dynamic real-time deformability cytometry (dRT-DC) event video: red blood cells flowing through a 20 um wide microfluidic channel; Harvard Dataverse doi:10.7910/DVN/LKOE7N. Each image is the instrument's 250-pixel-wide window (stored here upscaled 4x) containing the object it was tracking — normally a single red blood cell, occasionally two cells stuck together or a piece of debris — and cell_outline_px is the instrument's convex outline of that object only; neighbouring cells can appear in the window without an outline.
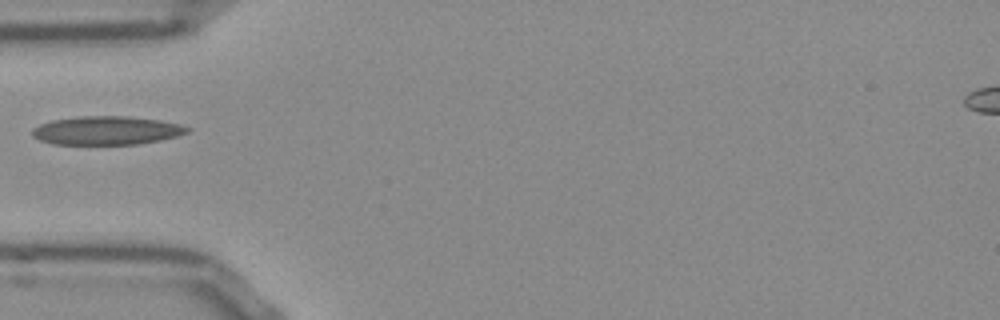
{"species": "Egyptian fruit bat (a non-hibernating species)", "species_latin": "Rousettus aegyptiacus", "temperature_condition": "room temperature", "stored_images_in_passage": 35, "camera_frame_rate_fps": 3000, "um_per_image_px": 0.085, "frame": {"image": 1, "passage_image": 1, "time_ms": 0.0, "image_size_px": [1000, 320], "cell_outline_px": [[192, 128], [188, 132], [176, 136], [160, 140], [136, 144], [52, 144], [40, 140], [32, 136], [32, 128], [40, 124], [52, 120], [80, 116], [128, 116], [160, 120], [180, 124]], "centroid_in_image_um": [9.05, 11.08], "position_along_channel_um": 75.9, "area_um2": 25.84}}
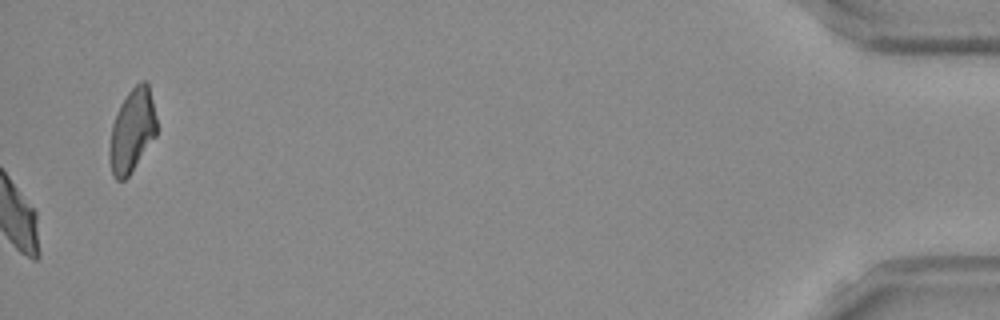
{"frame": {"image": 2, "passage_image": 35, "time_ms": 11.333, "image_size_px": [1000, 320], "cell_outline_px": [[156, 136], [132, 172], [124, 180], [116, 180], [112, 176], [108, 156], [108, 148], [112, 124], [120, 104], [128, 92], [140, 80], [144, 80], [148, 84], [156, 116]], "centroid_in_image_um": [11.2, 11.14], "position_along_channel_um": 424.0, "area_um2": 23.12}}